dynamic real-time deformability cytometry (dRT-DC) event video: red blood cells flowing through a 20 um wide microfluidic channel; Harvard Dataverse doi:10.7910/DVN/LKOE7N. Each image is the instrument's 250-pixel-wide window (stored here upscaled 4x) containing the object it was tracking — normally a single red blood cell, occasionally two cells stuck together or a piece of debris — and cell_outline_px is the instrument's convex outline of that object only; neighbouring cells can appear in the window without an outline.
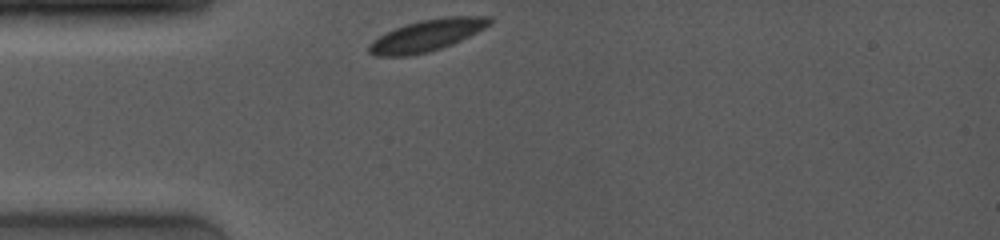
{"species": "common noctule bat (a hibernating species)", "species_latin": "Nyctalus noctula", "temperature_condition": "room temperature", "stored_images_in_passage": 17, "camera_frame_rate_fps": 4000, "um_per_image_px": 0.085, "animal": {"sex": "female", "body_mass_g": 19.0, "forearm_length_mm": 53.3}, "frame": {"image": 1, "passage_image": 1, "time_ms": 0.0, "image_size_px": [1000, 240], "cell_outline_px": [[492, 20], [484, 28], [452, 44], [428, 52], [412, 56], [376, 56], [368, 52], [368, 44], [372, 40], [396, 28], [420, 20], [444, 16], [492, 16]], "centroid_in_image_um": [36.26, 3.01], "position_along_channel_um": 48.7, "area_um2": 22.02}}
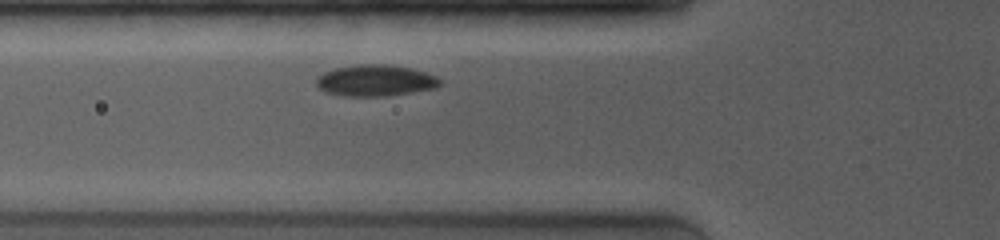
{"frame": {"image": 2, "passage_image": 9, "time_ms": 1.5, "image_size_px": [1000, 240], "cell_outline_px": [[444, 80], [436, 88], [384, 96], [344, 96], [324, 92], [316, 84], [316, 76], [324, 72], [336, 68], [360, 64], [384, 64], [408, 68], [424, 72], [436, 76]], "centroid_in_image_um": [31.89, 6.85], "position_along_channel_um": 93.9, "area_um2": 22.48}}